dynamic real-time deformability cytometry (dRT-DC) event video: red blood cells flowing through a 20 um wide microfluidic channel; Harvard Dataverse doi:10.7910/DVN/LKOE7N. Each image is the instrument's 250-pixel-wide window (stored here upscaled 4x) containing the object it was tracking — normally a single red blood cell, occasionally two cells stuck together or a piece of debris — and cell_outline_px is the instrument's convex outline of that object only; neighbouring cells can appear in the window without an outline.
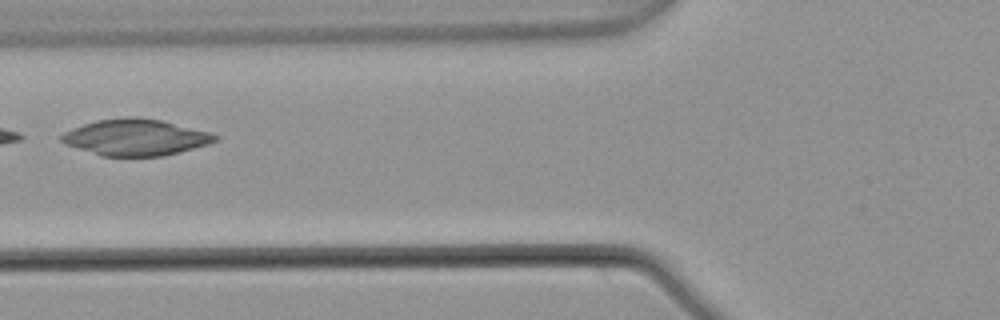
{"species": "common noctule bat (a hibernating species)", "species_latin": "Nyctalus noctula", "temperature_condition": "warm", "stored_images_in_passage": 4, "camera_frame_rate_fps": 3000, "um_per_image_px": 0.085, "animal": {"sex": "male", "body_mass_g": 21.5, "forearm_length_mm": 52.0}, "frame": {"image": 1, "passage_image": 4, "time_ms": 1.0, "image_size_px": [1000, 320], "cell_outline_px": [[220, 136], [216, 140], [208, 144], [180, 152], [164, 156], [100, 156], [64, 144], [60, 140], [60, 136], [64, 132], [72, 128], [96, 120], [128, 116], [136, 116], [160, 120], [212, 132]], "centroid_in_image_um": [11.52, 11.67], "position_along_channel_um": 114.3, "area_um2": 32.77}}